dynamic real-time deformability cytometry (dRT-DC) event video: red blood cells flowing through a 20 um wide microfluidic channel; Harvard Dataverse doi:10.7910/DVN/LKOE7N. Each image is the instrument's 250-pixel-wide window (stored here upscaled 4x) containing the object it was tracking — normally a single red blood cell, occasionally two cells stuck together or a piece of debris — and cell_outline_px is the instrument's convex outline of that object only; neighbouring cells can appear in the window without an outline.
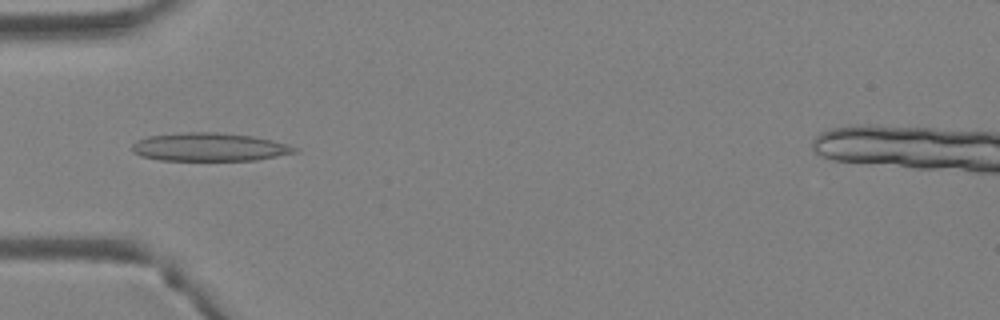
{"species": "Egyptian fruit bat (a non-hibernating species)", "species_latin": "Rousettus aegyptiacus", "temperature_condition": "warm", "stored_images_in_passage": 3, "camera_frame_rate_fps": 3000, "um_per_image_px": 0.085, "animal": {"sex": "female"}, "frame": {"image": 1, "passage_image": 3, "time_ms": 0.667, "image_size_px": [1000, 320], "cell_outline_px": [[300, 152], [256, 160], [160, 160], [140, 156], [132, 152], [132, 144], [136, 140], [148, 136], [184, 132], [216, 132], [252, 136], [272, 140], [288, 144], [300, 148]], "centroid_in_image_um": [17.82, 12.5], "position_along_channel_um": 67.2, "area_um2": 26.99}}